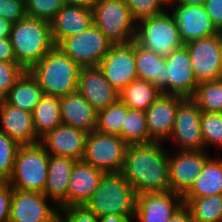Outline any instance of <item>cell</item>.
I'll return each mask as SVG.
<instances>
[{
  "mask_svg": "<svg viewBox=\"0 0 222 222\" xmlns=\"http://www.w3.org/2000/svg\"><path fill=\"white\" fill-rule=\"evenodd\" d=\"M161 94L152 83L136 79L119 92V99L129 109L146 111Z\"/></svg>",
  "mask_w": 222,
  "mask_h": 222,
  "instance_id": "obj_30",
  "label": "cell"
},
{
  "mask_svg": "<svg viewBox=\"0 0 222 222\" xmlns=\"http://www.w3.org/2000/svg\"><path fill=\"white\" fill-rule=\"evenodd\" d=\"M59 217V207L43 193L13 189L9 222H55Z\"/></svg>",
  "mask_w": 222,
  "mask_h": 222,
  "instance_id": "obj_12",
  "label": "cell"
},
{
  "mask_svg": "<svg viewBox=\"0 0 222 222\" xmlns=\"http://www.w3.org/2000/svg\"><path fill=\"white\" fill-rule=\"evenodd\" d=\"M111 41L93 23L85 31L64 38L57 47L80 67L98 66L112 47Z\"/></svg>",
  "mask_w": 222,
  "mask_h": 222,
  "instance_id": "obj_9",
  "label": "cell"
},
{
  "mask_svg": "<svg viewBox=\"0 0 222 222\" xmlns=\"http://www.w3.org/2000/svg\"><path fill=\"white\" fill-rule=\"evenodd\" d=\"M0 123V131L19 145L40 142L33 127L32 113L11 106L4 99L0 102Z\"/></svg>",
  "mask_w": 222,
  "mask_h": 222,
  "instance_id": "obj_23",
  "label": "cell"
},
{
  "mask_svg": "<svg viewBox=\"0 0 222 222\" xmlns=\"http://www.w3.org/2000/svg\"><path fill=\"white\" fill-rule=\"evenodd\" d=\"M127 147L128 144L120 136L94 130L86 136L84 155L81 160L105 174L121 173Z\"/></svg>",
  "mask_w": 222,
  "mask_h": 222,
  "instance_id": "obj_8",
  "label": "cell"
},
{
  "mask_svg": "<svg viewBox=\"0 0 222 222\" xmlns=\"http://www.w3.org/2000/svg\"><path fill=\"white\" fill-rule=\"evenodd\" d=\"M134 216L105 215L98 218L99 222H133Z\"/></svg>",
  "mask_w": 222,
  "mask_h": 222,
  "instance_id": "obj_46",
  "label": "cell"
},
{
  "mask_svg": "<svg viewBox=\"0 0 222 222\" xmlns=\"http://www.w3.org/2000/svg\"><path fill=\"white\" fill-rule=\"evenodd\" d=\"M171 151L168 163L170 191L183 196L201 174L205 162L211 157V154L205 150Z\"/></svg>",
  "mask_w": 222,
  "mask_h": 222,
  "instance_id": "obj_11",
  "label": "cell"
},
{
  "mask_svg": "<svg viewBox=\"0 0 222 222\" xmlns=\"http://www.w3.org/2000/svg\"><path fill=\"white\" fill-rule=\"evenodd\" d=\"M48 164L49 154L40 142L20 145L8 183L13 189L43 193Z\"/></svg>",
  "mask_w": 222,
  "mask_h": 222,
  "instance_id": "obj_5",
  "label": "cell"
},
{
  "mask_svg": "<svg viewBox=\"0 0 222 222\" xmlns=\"http://www.w3.org/2000/svg\"><path fill=\"white\" fill-rule=\"evenodd\" d=\"M206 0H168V5H204Z\"/></svg>",
  "mask_w": 222,
  "mask_h": 222,
  "instance_id": "obj_48",
  "label": "cell"
},
{
  "mask_svg": "<svg viewBox=\"0 0 222 222\" xmlns=\"http://www.w3.org/2000/svg\"><path fill=\"white\" fill-rule=\"evenodd\" d=\"M219 59L222 68V31H219Z\"/></svg>",
  "mask_w": 222,
  "mask_h": 222,
  "instance_id": "obj_50",
  "label": "cell"
},
{
  "mask_svg": "<svg viewBox=\"0 0 222 222\" xmlns=\"http://www.w3.org/2000/svg\"><path fill=\"white\" fill-rule=\"evenodd\" d=\"M135 41L163 57L184 46L176 20L169 10L138 21Z\"/></svg>",
  "mask_w": 222,
  "mask_h": 222,
  "instance_id": "obj_6",
  "label": "cell"
},
{
  "mask_svg": "<svg viewBox=\"0 0 222 222\" xmlns=\"http://www.w3.org/2000/svg\"><path fill=\"white\" fill-rule=\"evenodd\" d=\"M126 4L136 23L168 10V0H127Z\"/></svg>",
  "mask_w": 222,
  "mask_h": 222,
  "instance_id": "obj_37",
  "label": "cell"
},
{
  "mask_svg": "<svg viewBox=\"0 0 222 222\" xmlns=\"http://www.w3.org/2000/svg\"><path fill=\"white\" fill-rule=\"evenodd\" d=\"M203 6L216 29L222 31V0H206Z\"/></svg>",
  "mask_w": 222,
  "mask_h": 222,
  "instance_id": "obj_43",
  "label": "cell"
},
{
  "mask_svg": "<svg viewBox=\"0 0 222 222\" xmlns=\"http://www.w3.org/2000/svg\"><path fill=\"white\" fill-rule=\"evenodd\" d=\"M183 204L182 195L172 191L137 194L134 218L137 222H169Z\"/></svg>",
  "mask_w": 222,
  "mask_h": 222,
  "instance_id": "obj_17",
  "label": "cell"
},
{
  "mask_svg": "<svg viewBox=\"0 0 222 222\" xmlns=\"http://www.w3.org/2000/svg\"><path fill=\"white\" fill-rule=\"evenodd\" d=\"M168 10L176 20L184 45L219 33L203 5H168Z\"/></svg>",
  "mask_w": 222,
  "mask_h": 222,
  "instance_id": "obj_16",
  "label": "cell"
},
{
  "mask_svg": "<svg viewBox=\"0 0 222 222\" xmlns=\"http://www.w3.org/2000/svg\"><path fill=\"white\" fill-rule=\"evenodd\" d=\"M12 24L9 20L0 18V38H9Z\"/></svg>",
  "mask_w": 222,
  "mask_h": 222,
  "instance_id": "obj_47",
  "label": "cell"
},
{
  "mask_svg": "<svg viewBox=\"0 0 222 222\" xmlns=\"http://www.w3.org/2000/svg\"><path fill=\"white\" fill-rule=\"evenodd\" d=\"M105 173L94 166L77 160L69 179L67 208L84 206L91 198Z\"/></svg>",
  "mask_w": 222,
  "mask_h": 222,
  "instance_id": "obj_21",
  "label": "cell"
},
{
  "mask_svg": "<svg viewBox=\"0 0 222 222\" xmlns=\"http://www.w3.org/2000/svg\"><path fill=\"white\" fill-rule=\"evenodd\" d=\"M222 195V157H210L183 198Z\"/></svg>",
  "mask_w": 222,
  "mask_h": 222,
  "instance_id": "obj_27",
  "label": "cell"
},
{
  "mask_svg": "<svg viewBox=\"0 0 222 222\" xmlns=\"http://www.w3.org/2000/svg\"><path fill=\"white\" fill-rule=\"evenodd\" d=\"M26 16V0H0V18L17 23Z\"/></svg>",
  "mask_w": 222,
  "mask_h": 222,
  "instance_id": "obj_40",
  "label": "cell"
},
{
  "mask_svg": "<svg viewBox=\"0 0 222 222\" xmlns=\"http://www.w3.org/2000/svg\"><path fill=\"white\" fill-rule=\"evenodd\" d=\"M197 83L222 78L219 59V33L185 44Z\"/></svg>",
  "mask_w": 222,
  "mask_h": 222,
  "instance_id": "obj_14",
  "label": "cell"
},
{
  "mask_svg": "<svg viewBox=\"0 0 222 222\" xmlns=\"http://www.w3.org/2000/svg\"><path fill=\"white\" fill-rule=\"evenodd\" d=\"M169 222H194L188 207L183 204L170 218Z\"/></svg>",
  "mask_w": 222,
  "mask_h": 222,
  "instance_id": "obj_45",
  "label": "cell"
},
{
  "mask_svg": "<svg viewBox=\"0 0 222 222\" xmlns=\"http://www.w3.org/2000/svg\"><path fill=\"white\" fill-rule=\"evenodd\" d=\"M98 67L106 80L121 92L137 79L135 67V40L126 44H113Z\"/></svg>",
  "mask_w": 222,
  "mask_h": 222,
  "instance_id": "obj_13",
  "label": "cell"
},
{
  "mask_svg": "<svg viewBox=\"0 0 222 222\" xmlns=\"http://www.w3.org/2000/svg\"><path fill=\"white\" fill-rule=\"evenodd\" d=\"M127 114V106L118 99L108 107L97 111L96 131L119 136Z\"/></svg>",
  "mask_w": 222,
  "mask_h": 222,
  "instance_id": "obj_33",
  "label": "cell"
},
{
  "mask_svg": "<svg viewBox=\"0 0 222 222\" xmlns=\"http://www.w3.org/2000/svg\"><path fill=\"white\" fill-rule=\"evenodd\" d=\"M202 110L192 98H184L178 105L171 135L176 150H204L201 133Z\"/></svg>",
  "mask_w": 222,
  "mask_h": 222,
  "instance_id": "obj_10",
  "label": "cell"
},
{
  "mask_svg": "<svg viewBox=\"0 0 222 222\" xmlns=\"http://www.w3.org/2000/svg\"><path fill=\"white\" fill-rule=\"evenodd\" d=\"M64 6L62 0H26L27 16L51 22Z\"/></svg>",
  "mask_w": 222,
  "mask_h": 222,
  "instance_id": "obj_38",
  "label": "cell"
},
{
  "mask_svg": "<svg viewBox=\"0 0 222 222\" xmlns=\"http://www.w3.org/2000/svg\"><path fill=\"white\" fill-rule=\"evenodd\" d=\"M42 95V88L30 72L25 70L11 87L4 100L11 106L32 113Z\"/></svg>",
  "mask_w": 222,
  "mask_h": 222,
  "instance_id": "obj_28",
  "label": "cell"
},
{
  "mask_svg": "<svg viewBox=\"0 0 222 222\" xmlns=\"http://www.w3.org/2000/svg\"><path fill=\"white\" fill-rule=\"evenodd\" d=\"M192 99L209 113H222V78L198 83Z\"/></svg>",
  "mask_w": 222,
  "mask_h": 222,
  "instance_id": "obj_34",
  "label": "cell"
},
{
  "mask_svg": "<svg viewBox=\"0 0 222 222\" xmlns=\"http://www.w3.org/2000/svg\"><path fill=\"white\" fill-rule=\"evenodd\" d=\"M50 24L52 39L57 46L64 38L77 35L93 24L92 8L64 5Z\"/></svg>",
  "mask_w": 222,
  "mask_h": 222,
  "instance_id": "obj_22",
  "label": "cell"
},
{
  "mask_svg": "<svg viewBox=\"0 0 222 222\" xmlns=\"http://www.w3.org/2000/svg\"><path fill=\"white\" fill-rule=\"evenodd\" d=\"M184 98L162 93L145 111L149 137L153 142L169 139L179 103Z\"/></svg>",
  "mask_w": 222,
  "mask_h": 222,
  "instance_id": "obj_18",
  "label": "cell"
},
{
  "mask_svg": "<svg viewBox=\"0 0 222 222\" xmlns=\"http://www.w3.org/2000/svg\"><path fill=\"white\" fill-rule=\"evenodd\" d=\"M55 222H65L61 217H59Z\"/></svg>",
  "mask_w": 222,
  "mask_h": 222,
  "instance_id": "obj_51",
  "label": "cell"
},
{
  "mask_svg": "<svg viewBox=\"0 0 222 222\" xmlns=\"http://www.w3.org/2000/svg\"><path fill=\"white\" fill-rule=\"evenodd\" d=\"M128 145L153 142L149 137L145 111L129 109L119 135Z\"/></svg>",
  "mask_w": 222,
  "mask_h": 222,
  "instance_id": "obj_32",
  "label": "cell"
},
{
  "mask_svg": "<svg viewBox=\"0 0 222 222\" xmlns=\"http://www.w3.org/2000/svg\"><path fill=\"white\" fill-rule=\"evenodd\" d=\"M60 217L65 222H99L98 217L85 206H71L60 209Z\"/></svg>",
  "mask_w": 222,
  "mask_h": 222,
  "instance_id": "obj_41",
  "label": "cell"
},
{
  "mask_svg": "<svg viewBox=\"0 0 222 222\" xmlns=\"http://www.w3.org/2000/svg\"><path fill=\"white\" fill-rule=\"evenodd\" d=\"M136 197L132 185L122 173L105 174L98 188L84 205L98 218L105 215L134 216Z\"/></svg>",
  "mask_w": 222,
  "mask_h": 222,
  "instance_id": "obj_4",
  "label": "cell"
},
{
  "mask_svg": "<svg viewBox=\"0 0 222 222\" xmlns=\"http://www.w3.org/2000/svg\"><path fill=\"white\" fill-rule=\"evenodd\" d=\"M20 145L0 131V181L8 182Z\"/></svg>",
  "mask_w": 222,
  "mask_h": 222,
  "instance_id": "obj_36",
  "label": "cell"
},
{
  "mask_svg": "<svg viewBox=\"0 0 222 222\" xmlns=\"http://www.w3.org/2000/svg\"><path fill=\"white\" fill-rule=\"evenodd\" d=\"M32 119L39 140L61 125L60 97L43 94L32 111Z\"/></svg>",
  "mask_w": 222,
  "mask_h": 222,
  "instance_id": "obj_29",
  "label": "cell"
},
{
  "mask_svg": "<svg viewBox=\"0 0 222 222\" xmlns=\"http://www.w3.org/2000/svg\"><path fill=\"white\" fill-rule=\"evenodd\" d=\"M81 67L55 46L28 71L43 94L62 97L77 91Z\"/></svg>",
  "mask_w": 222,
  "mask_h": 222,
  "instance_id": "obj_3",
  "label": "cell"
},
{
  "mask_svg": "<svg viewBox=\"0 0 222 222\" xmlns=\"http://www.w3.org/2000/svg\"><path fill=\"white\" fill-rule=\"evenodd\" d=\"M64 5L92 7L94 0H62Z\"/></svg>",
  "mask_w": 222,
  "mask_h": 222,
  "instance_id": "obj_49",
  "label": "cell"
},
{
  "mask_svg": "<svg viewBox=\"0 0 222 222\" xmlns=\"http://www.w3.org/2000/svg\"><path fill=\"white\" fill-rule=\"evenodd\" d=\"M12 193L11 185L0 181V222H9Z\"/></svg>",
  "mask_w": 222,
  "mask_h": 222,
  "instance_id": "obj_42",
  "label": "cell"
},
{
  "mask_svg": "<svg viewBox=\"0 0 222 222\" xmlns=\"http://www.w3.org/2000/svg\"><path fill=\"white\" fill-rule=\"evenodd\" d=\"M166 94L192 98L198 83L195 80L190 55L186 46L165 57Z\"/></svg>",
  "mask_w": 222,
  "mask_h": 222,
  "instance_id": "obj_15",
  "label": "cell"
},
{
  "mask_svg": "<svg viewBox=\"0 0 222 222\" xmlns=\"http://www.w3.org/2000/svg\"><path fill=\"white\" fill-rule=\"evenodd\" d=\"M24 71L17 62L0 61V102Z\"/></svg>",
  "mask_w": 222,
  "mask_h": 222,
  "instance_id": "obj_39",
  "label": "cell"
},
{
  "mask_svg": "<svg viewBox=\"0 0 222 222\" xmlns=\"http://www.w3.org/2000/svg\"><path fill=\"white\" fill-rule=\"evenodd\" d=\"M135 67L137 79L152 83L166 94L165 57L146 49L135 41Z\"/></svg>",
  "mask_w": 222,
  "mask_h": 222,
  "instance_id": "obj_26",
  "label": "cell"
},
{
  "mask_svg": "<svg viewBox=\"0 0 222 222\" xmlns=\"http://www.w3.org/2000/svg\"><path fill=\"white\" fill-rule=\"evenodd\" d=\"M77 91L97 111L119 99V92L106 80L98 66L81 67Z\"/></svg>",
  "mask_w": 222,
  "mask_h": 222,
  "instance_id": "obj_19",
  "label": "cell"
},
{
  "mask_svg": "<svg viewBox=\"0 0 222 222\" xmlns=\"http://www.w3.org/2000/svg\"><path fill=\"white\" fill-rule=\"evenodd\" d=\"M194 222H219L222 220V195L183 198Z\"/></svg>",
  "mask_w": 222,
  "mask_h": 222,
  "instance_id": "obj_31",
  "label": "cell"
},
{
  "mask_svg": "<svg viewBox=\"0 0 222 222\" xmlns=\"http://www.w3.org/2000/svg\"><path fill=\"white\" fill-rule=\"evenodd\" d=\"M76 159L49 155L47 181L43 194L59 209L67 208V189Z\"/></svg>",
  "mask_w": 222,
  "mask_h": 222,
  "instance_id": "obj_24",
  "label": "cell"
},
{
  "mask_svg": "<svg viewBox=\"0 0 222 222\" xmlns=\"http://www.w3.org/2000/svg\"><path fill=\"white\" fill-rule=\"evenodd\" d=\"M200 126L204 150L207 151L209 147L213 146L222 151V113L202 111Z\"/></svg>",
  "mask_w": 222,
  "mask_h": 222,
  "instance_id": "obj_35",
  "label": "cell"
},
{
  "mask_svg": "<svg viewBox=\"0 0 222 222\" xmlns=\"http://www.w3.org/2000/svg\"><path fill=\"white\" fill-rule=\"evenodd\" d=\"M166 143L128 145L122 174L136 194L170 191Z\"/></svg>",
  "mask_w": 222,
  "mask_h": 222,
  "instance_id": "obj_1",
  "label": "cell"
},
{
  "mask_svg": "<svg viewBox=\"0 0 222 222\" xmlns=\"http://www.w3.org/2000/svg\"><path fill=\"white\" fill-rule=\"evenodd\" d=\"M87 132L61 124L40 139L49 155L81 160L84 155Z\"/></svg>",
  "mask_w": 222,
  "mask_h": 222,
  "instance_id": "obj_20",
  "label": "cell"
},
{
  "mask_svg": "<svg viewBox=\"0 0 222 222\" xmlns=\"http://www.w3.org/2000/svg\"><path fill=\"white\" fill-rule=\"evenodd\" d=\"M9 38L16 62L27 71L55 47L50 22L29 16L12 24Z\"/></svg>",
  "mask_w": 222,
  "mask_h": 222,
  "instance_id": "obj_2",
  "label": "cell"
},
{
  "mask_svg": "<svg viewBox=\"0 0 222 222\" xmlns=\"http://www.w3.org/2000/svg\"><path fill=\"white\" fill-rule=\"evenodd\" d=\"M62 124L90 133L96 129L97 110L75 91L60 97Z\"/></svg>",
  "mask_w": 222,
  "mask_h": 222,
  "instance_id": "obj_25",
  "label": "cell"
},
{
  "mask_svg": "<svg viewBox=\"0 0 222 222\" xmlns=\"http://www.w3.org/2000/svg\"><path fill=\"white\" fill-rule=\"evenodd\" d=\"M93 23L112 44H126L135 40L136 21L126 2L118 0H94Z\"/></svg>",
  "mask_w": 222,
  "mask_h": 222,
  "instance_id": "obj_7",
  "label": "cell"
},
{
  "mask_svg": "<svg viewBox=\"0 0 222 222\" xmlns=\"http://www.w3.org/2000/svg\"><path fill=\"white\" fill-rule=\"evenodd\" d=\"M0 61L16 62L10 38H0Z\"/></svg>",
  "mask_w": 222,
  "mask_h": 222,
  "instance_id": "obj_44",
  "label": "cell"
}]
</instances>
